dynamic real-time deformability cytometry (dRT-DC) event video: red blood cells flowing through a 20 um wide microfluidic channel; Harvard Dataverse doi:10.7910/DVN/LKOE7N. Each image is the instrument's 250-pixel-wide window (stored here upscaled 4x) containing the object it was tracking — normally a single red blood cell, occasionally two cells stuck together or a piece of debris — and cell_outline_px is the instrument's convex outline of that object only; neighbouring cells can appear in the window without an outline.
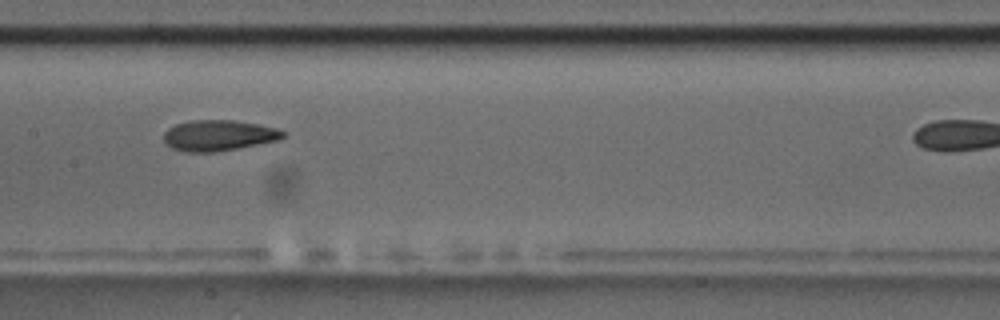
{"species": "common noctule bat (a hibernating species)", "species_latin": "Nyctalus noctula", "temperature_condition": "room temperature", "stored_images_in_passage": 10, "camera_frame_rate_fps": 3000, "um_per_image_px": 0.085, "animal": {"sex": "male", "body_mass_g": 17.5, "forearm_length_mm": 52.3}, "frame": {"image": 1, "passage_image": 5, "time_ms": 4.667, "image_size_px": [1000, 320], "cell_outline_px": [[284, 136], [280, 140], [236, 148], [212, 152], [184, 152], [172, 148], [164, 140], [164, 132], [168, 128], [176, 124], [188, 120], [232, 120], [256, 124], [276, 128], [284, 132]], "centroid_in_image_um": [18.55, 11.51], "position_along_channel_um": 188.8, "area_um2": 21.21}}
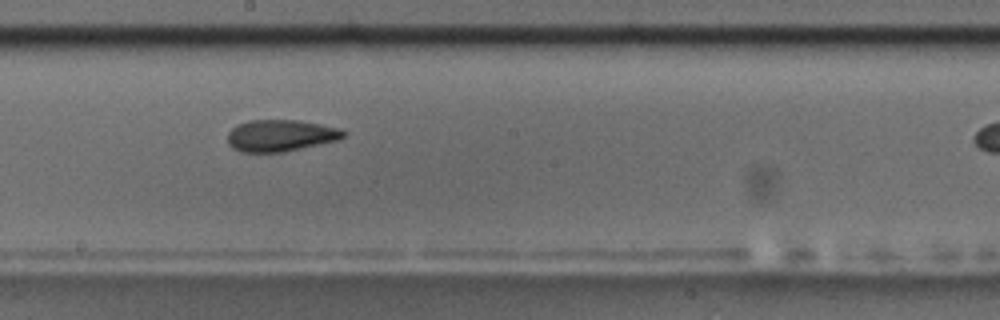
{"frame": {"image": 2, "passage_image": 6, "time_ms": 5.667, "image_size_px": [1000, 320], "cell_outline_px": [[348, 132], [340, 140], [284, 152], [240, 152], [232, 148], [228, 144], [228, 132], [236, 124], [248, 120], [296, 120], [320, 124], [340, 128]], "centroid_in_image_um": [23.85, 11.52], "position_along_channel_um": 224.3, "area_um2": 21.68}}
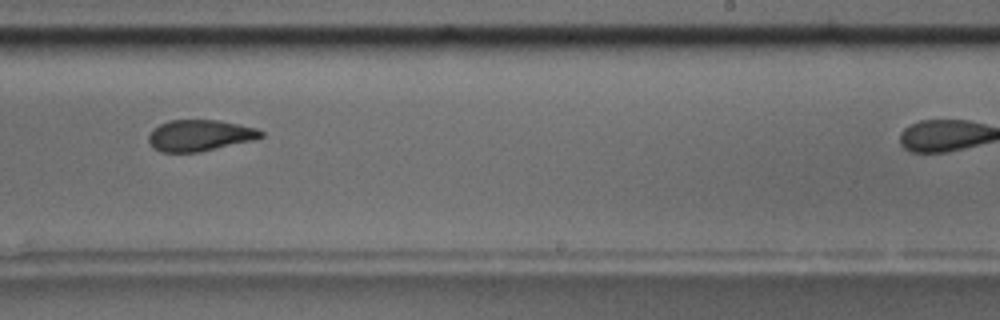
{"frame": {"image": 3, "passage_image": 7, "time_ms": 7.0, "image_size_px": [1000, 320], "cell_outline_px": [[264, 136], [252, 140], [200, 152], [160, 152], [152, 148], [148, 140], [148, 136], [152, 128], [168, 120], [220, 120], [256, 128], [264, 132]], "centroid_in_image_um": [16.94, 11.51], "position_along_channel_um": 272.1, "area_um2": 20.58}}